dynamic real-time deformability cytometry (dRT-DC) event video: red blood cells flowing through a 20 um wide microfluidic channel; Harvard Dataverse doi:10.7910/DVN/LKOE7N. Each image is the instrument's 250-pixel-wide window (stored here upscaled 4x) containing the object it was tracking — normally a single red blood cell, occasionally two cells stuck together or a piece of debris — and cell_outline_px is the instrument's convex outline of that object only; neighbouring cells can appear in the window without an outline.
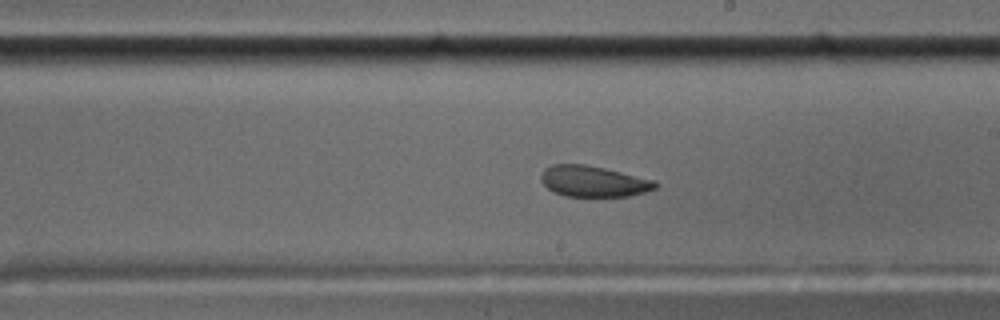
{"species": "common noctule bat (a hibernating species)", "species_latin": "Nyctalus noctula", "temperature_condition": "cold", "stored_images_in_passage": 52, "camera_frame_rate_fps": 3000, "um_per_image_px": 0.085, "animal": {"sex": "male", "body_mass_g": 17.5, "forearm_length_mm": 52.3}, "frame": {"image": 1, "passage_image": 28, "time_ms": 9.0, "image_size_px": [1000, 320], "cell_outline_px": [[660, 184], [656, 188], [644, 192], [628, 196], [564, 196], [548, 188], [540, 180], [540, 176], [544, 168], [552, 164], [584, 164], [604, 168], [656, 180]], "centroid_in_image_um": [50.45, 15.4], "position_along_channel_um": 238.5, "area_um2": 20.63}}
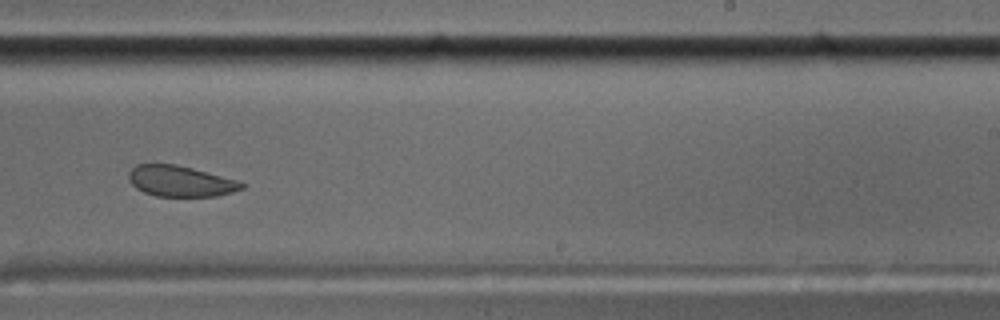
{"frame": {"image": 2, "passage_image": 31, "time_ms": 10.0, "image_size_px": [1000, 320], "cell_outline_px": [[248, 184], [244, 188], [232, 192], [216, 196], [156, 196], [144, 192], [136, 188], [128, 180], [128, 172], [136, 164], [176, 164], [192, 168], [236, 180]], "centroid_in_image_um": [15.32, 15.4], "position_along_channel_um": 273.7, "area_um2": 20.29}}
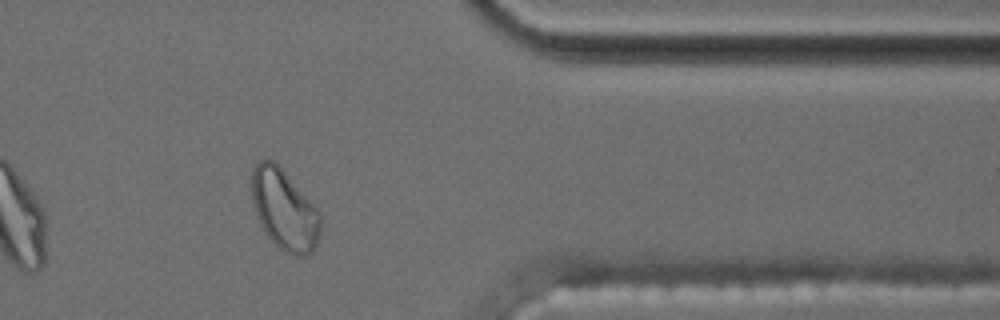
{"frame": {"image": 3, "passage_image": 42, "time_ms": 13.667, "image_size_px": [1000, 320], "cell_outline_px": [[320, 232], [316, 244], [312, 252], [304, 256], [296, 256], [284, 252], [264, 232], [260, 224], [252, 200], [252, 164], [256, 160], [264, 156], [272, 160], [284, 172], [320, 212]], "centroid_in_image_um": [24.14, 17.8], "position_along_channel_um": 387.3, "area_um2": 32.08}, "authors_computed_cell_mechanics": {"area_um2": 22.0218, "velocity_mm_per_s": 3.5071, "shape_relaxation_time_tau1_ms": null, "shape_relaxation_time_tau2_ms": 2.469, "deformation_change_tau1": null, "deformation_change_tau2": 0.0658}}